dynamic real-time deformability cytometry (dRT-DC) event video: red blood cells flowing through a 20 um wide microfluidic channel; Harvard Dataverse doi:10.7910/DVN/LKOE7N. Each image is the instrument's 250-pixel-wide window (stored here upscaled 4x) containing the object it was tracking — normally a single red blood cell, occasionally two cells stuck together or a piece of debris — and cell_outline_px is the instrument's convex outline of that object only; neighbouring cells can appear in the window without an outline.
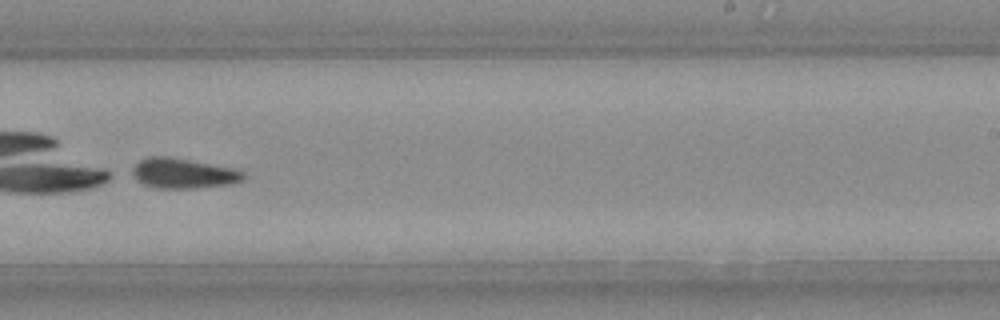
{"species": "Egyptian fruit bat (a non-hibernating species)", "species_latin": "Rousettus aegyptiacus", "temperature_condition": "warm", "stored_images_in_passage": 19, "camera_frame_rate_fps": 3000, "um_per_image_px": 0.085, "animal": {"sex": "female"}, "frame": {"image": 1, "passage_image": 11, "time_ms": 3.333, "image_size_px": [1000, 320], "cell_outline_px": [[244, 176], [240, 180], [228, 184], [192, 188], [156, 188], [144, 184], [136, 180], [128, 172], [140, 160], [148, 156], [168, 156], [236, 168], [244, 172]], "centroid_in_image_um": [15.51, 14.72], "position_along_channel_um": 273.5, "area_um2": 19.54}}